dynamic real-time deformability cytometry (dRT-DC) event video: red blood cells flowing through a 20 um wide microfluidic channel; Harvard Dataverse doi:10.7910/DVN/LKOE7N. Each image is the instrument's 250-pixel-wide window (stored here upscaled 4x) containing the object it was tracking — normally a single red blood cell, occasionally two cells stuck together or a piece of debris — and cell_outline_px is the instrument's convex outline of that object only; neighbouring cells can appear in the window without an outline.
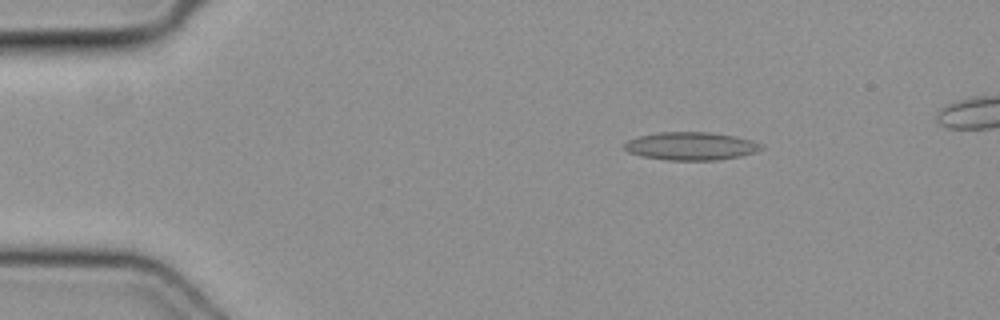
{"species": "common noctule bat (a hibernating species)", "species_latin": "Nyctalus noctula", "temperature_condition": "cold", "stored_images_in_passage": 52, "segment_of_instrument_passage": [1, 2], "camera_frame_rate_fps": 3000, "um_per_image_px": 0.085, "animal": {"sex": "female", "body_mass_g": 19.3, "forearm_length_mm": 54.1}, "frame": {"image": 1, "passage_image": 9, "time_ms": 2.667, "image_size_px": [1000, 320], "cell_outline_px": [[764, 148], [756, 152], [740, 156], [716, 160], [668, 160], [644, 156], [628, 152], [624, 148], [624, 144], [628, 140], [640, 136], [660, 132], [708, 132], [736, 136], [752, 140], [764, 144]], "centroid_in_image_um": [58.78, 12.41], "position_along_channel_um": 26.2, "area_um2": 22.31}}
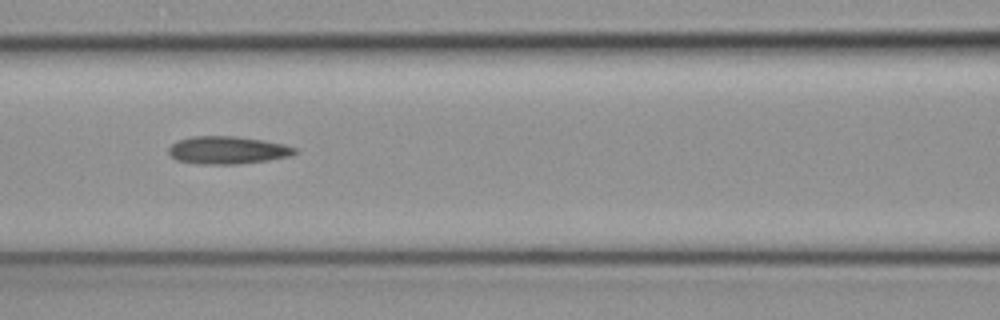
{"frame": {"image": 2, "passage_image": 23, "time_ms": 7.333, "image_size_px": [1000, 320], "cell_outline_px": [[300, 152], [292, 156], [268, 160], [236, 164], [200, 164], [176, 160], [168, 152], [168, 148], [172, 144], [180, 140], [192, 136], [232, 136], [260, 140], [284, 144], [296, 148]], "centroid_in_image_um": [19.37, 12.77], "position_along_channel_um": 147.2, "area_um2": 20.29}}
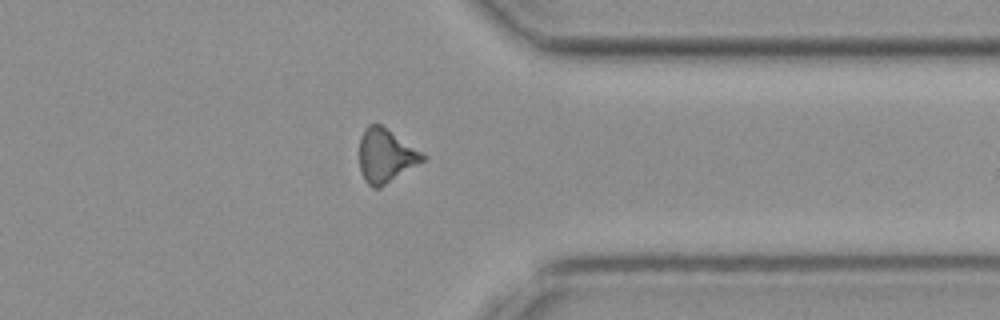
{"frame": {"image": 3, "passage_image": 40, "time_ms": 13.0, "image_size_px": [1000, 320], "cell_outline_px": [[428, 156], [424, 160], [380, 188], [372, 188], [364, 180], [360, 172], [360, 136], [364, 128], [368, 124], [380, 124]], "centroid_in_image_um": [32.76, 13.24], "position_along_channel_um": 378.6, "area_um2": 19.71}}